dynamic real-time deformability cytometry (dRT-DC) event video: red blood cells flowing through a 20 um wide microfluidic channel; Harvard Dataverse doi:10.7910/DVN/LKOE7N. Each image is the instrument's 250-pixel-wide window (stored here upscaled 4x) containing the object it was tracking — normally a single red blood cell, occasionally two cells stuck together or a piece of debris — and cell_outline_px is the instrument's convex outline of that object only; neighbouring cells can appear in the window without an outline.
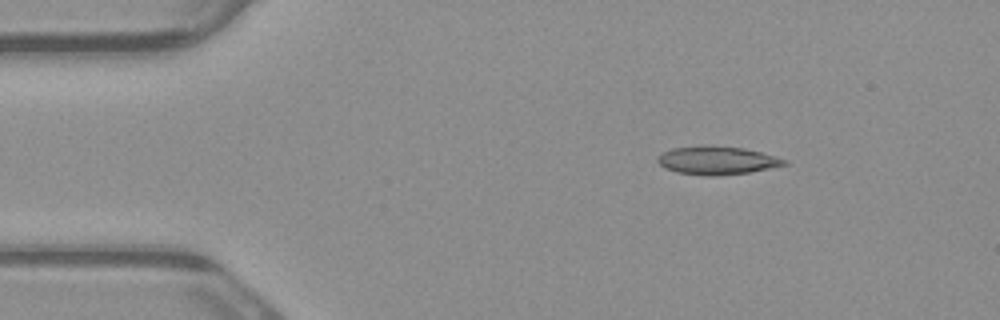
{"species": "common noctule bat (a hibernating species)", "species_latin": "Nyctalus noctula", "temperature_condition": "warm", "stored_images_in_passage": 4, "camera_frame_rate_fps": 3000, "um_per_image_px": 0.085, "animal": {"sex": "male", "body_mass_g": 23.1, "forearm_length_mm": 52.7}, "frame": {"image": 1, "passage_image": 2, "time_ms": 0.333, "image_size_px": [1000, 320], "cell_outline_px": [[788, 164], [748, 172], [716, 176], [704, 176], [676, 172], [664, 168], [656, 160], [656, 156], [660, 152], [672, 148], [704, 144], [744, 148], [776, 156], [788, 160]], "centroid_in_image_um": [60.88, 13.62], "position_along_channel_um": 24.1, "area_um2": 21.21}}
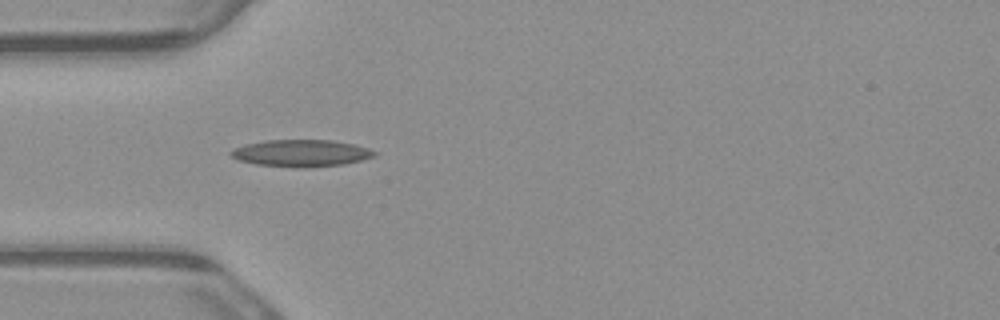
{"frame": {"image": 2, "passage_image": 4, "time_ms": 1.0, "image_size_px": [1000, 320], "cell_outline_px": [[376, 156], [344, 164], [304, 168], [300, 168], [256, 164], [240, 160], [232, 156], [228, 152], [232, 148], [244, 144], [268, 140], [332, 140], [356, 144], [368, 148], [376, 152]], "centroid_in_image_um": [25.6, 13.01], "position_along_channel_um": 59.4, "area_um2": 22.6}}